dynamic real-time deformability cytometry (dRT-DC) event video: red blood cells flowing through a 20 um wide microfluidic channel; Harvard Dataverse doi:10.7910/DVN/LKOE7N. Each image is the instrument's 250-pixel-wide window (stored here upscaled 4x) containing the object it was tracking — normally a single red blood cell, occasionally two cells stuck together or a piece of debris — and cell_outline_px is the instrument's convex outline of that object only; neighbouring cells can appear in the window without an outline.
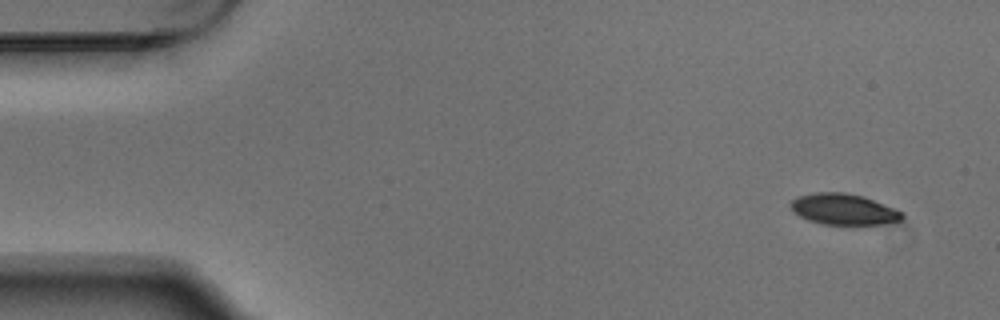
{"species": "Egyptian fruit bat (a non-hibernating species)", "species_latin": "Rousettus aegyptiacus", "temperature_condition": "warm", "stored_images_in_passage": 4, "camera_frame_rate_fps": 3000, "um_per_image_px": 0.085, "animal": {"sex": "male"}, "frame": {"image": 1, "passage_image": 1, "time_ms": 0.0, "image_size_px": [1000, 320], "cell_outline_px": [[904, 216], [900, 220], [880, 224], [824, 224], [808, 220], [800, 216], [788, 204], [796, 196], [816, 192], [844, 192], [864, 196], [904, 212]], "centroid_in_image_um": [71.7, 17.77], "position_along_channel_um": 13.3, "area_um2": 20.06}}
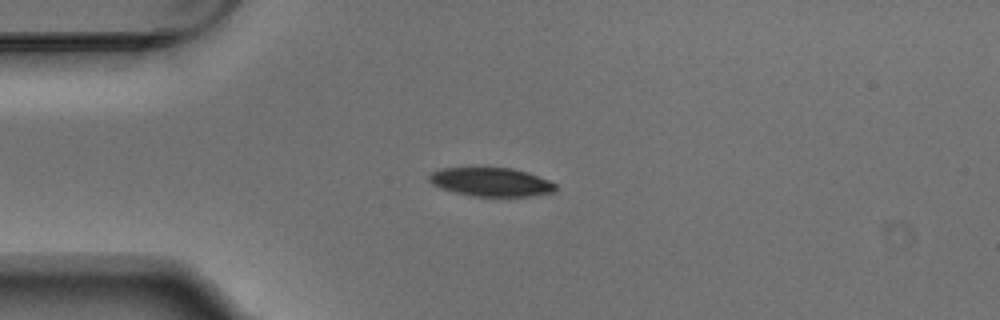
{"frame": {"image": 2, "passage_image": 4, "time_ms": 1.0, "image_size_px": [1000, 320], "cell_outline_px": [[556, 192], [528, 196], [472, 196], [452, 192], [440, 188], [432, 184], [428, 180], [428, 176], [432, 172], [440, 168], [512, 168], [528, 172], [548, 180], [556, 184]], "centroid_in_image_um": [41.72, 15.47], "position_along_channel_um": 43.3, "area_um2": 21.21}}